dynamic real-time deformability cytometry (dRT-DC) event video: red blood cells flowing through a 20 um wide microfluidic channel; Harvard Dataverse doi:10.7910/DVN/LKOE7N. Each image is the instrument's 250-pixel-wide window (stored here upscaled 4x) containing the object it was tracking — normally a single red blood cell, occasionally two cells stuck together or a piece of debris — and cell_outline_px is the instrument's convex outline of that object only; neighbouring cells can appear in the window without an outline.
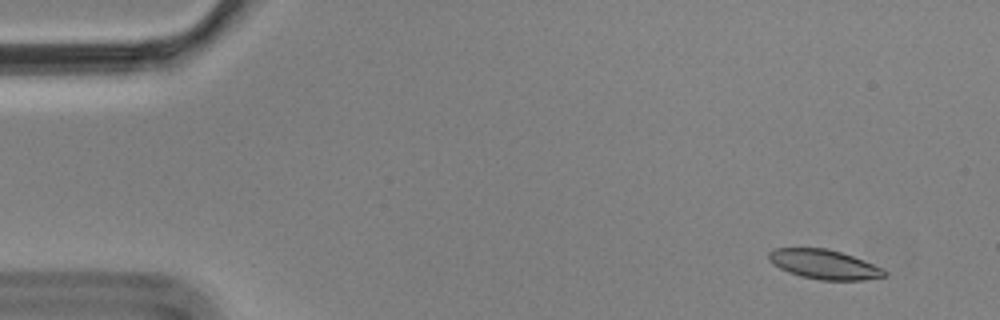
{"species": "Egyptian fruit bat (a non-hibernating species)", "species_latin": "Rousettus aegyptiacus", "temperature_condition": "cold", "stored_images_in_passage": 4, "camera_frame_rate_fps": 3000, "um_per_image_px": 0.085, "animal": {"sex": "male"}, "frame": {"image": 1, "passage_image": 1, "time_ms": 0.0, "image_size_px": [1000, 320], "cell_outline_px": [[888, 272], [884, 276], [864, 280], [820, 280], [800, 276], [788, 272], [772, 264], [768, 260], [768, 252], [776, 248], [824, 248], [840, 252], [852, 256], [872, 264]], "centroid_in_image_um": [69.99, 22.47], "position_along_channel_um": 15.0, "area_um2": 19.65}}
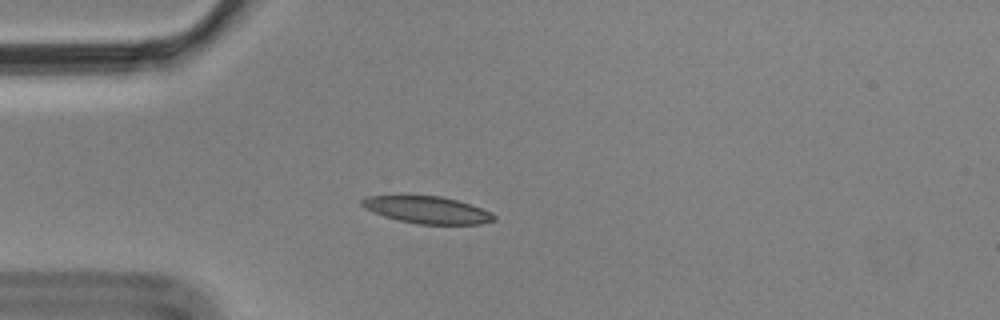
{"frame": {"image": 2, "passage_image": 4, "time_ms": 1.0, "image_size_px": [1000, 320], "cell_outline_px": [[496, 220], [480, 224], [416, 224], [384, 216], [372, 212], [364, 208], [360, 204], [360, 200], [368, 196], [396, 192], [408, 192], [440, 196], [456, 200], [492, 212], [496, 216]], "centroid_in_image_um": [36.19, 17.77], "position_along_channel_um": 48.8, "area_um2": 21.91}}